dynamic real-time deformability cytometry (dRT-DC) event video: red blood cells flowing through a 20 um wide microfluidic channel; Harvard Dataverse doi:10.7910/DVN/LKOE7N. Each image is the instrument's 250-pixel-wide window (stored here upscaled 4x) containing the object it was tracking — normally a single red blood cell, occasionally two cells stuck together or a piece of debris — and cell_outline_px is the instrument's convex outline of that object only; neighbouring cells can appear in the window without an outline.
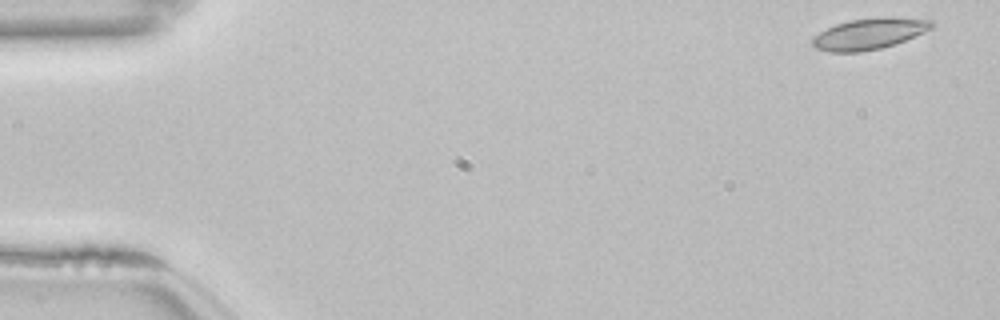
{"species": "common noctule bat (a hibernating species)", "species_latin": "Nyctalus noctula", "temperature_condition": "room temperature", "stored_images_in_passage": 52, "camera_frame_rate_fps": 3000, "um_per_image_px": 0.085, "animal": {"sex": "female", "body_mass_g": 22.7, "forearm_length_mm": 54.2}, "frame": {"image": 1, "passage_image": 1, "time_ms": 0.0, "image_size_px": [1000, 320], "cell_outline_px": [[936, 24], [932, 28], [924, 32], [896, 44], [880, 48], [860, 52], [828, 52], [816, 48], [812, 44], [812, 40], [820, 32], [836, 24], [848, 20], [876, 16], [892, 16], [932, 20]], "centroid_in_image_um": [73.93, 2.85], "position_along_channel_um": 11.1, "area_um2": 21.85}}
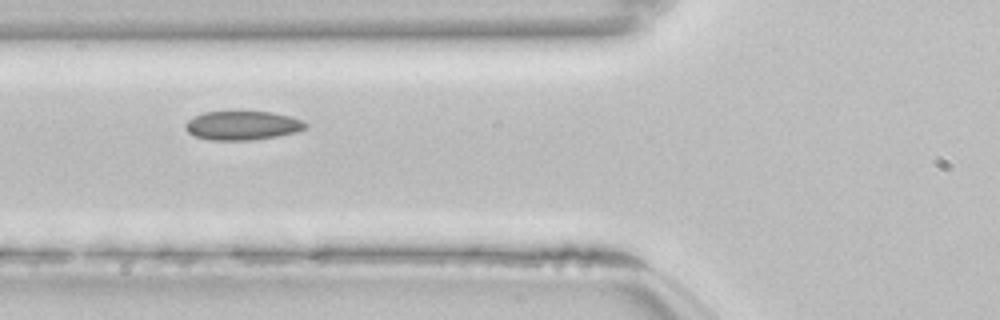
{"frame": {"image": 2, "passage_image": 19, "time_ms": 6.0, "image_size_px": [1000, 320], "cell_outline_px": [[308, 128], [296, 132], [276, 136], [252, 140], [208, 140], [196, 136], [188, 132], [184, 128], [184, 124], [188, 120], [204, 112], [272, 112], [288, 116], [300, 120], [308, 124]], "centroid_in_image_um": [20.6, 10.67], "position_along_channel_um": 105.2, "area_um2": 20.11}}
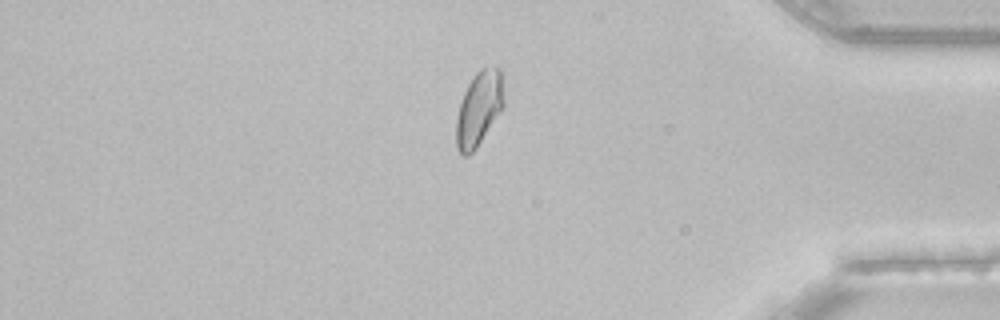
{"frame": {"image": 3, "passage_image": 44, "time_ms": 14.333, "image_size_px": [1000, 320], "cell_outline_px": [[504, 104], [500, 112], [476, 148], [468, 156], [460, 156], [456, 148], [456, 116], [464, 92], [472, 76], [480, 68], [496, 64], [500, 68], [504, 100]], "centroid_in_image_um": [40.69, 9.21], "position_along_channel_um": 394.5, "area_um2": 20.87}, "authors_computed_cell_mechanics": {"area_um2": 20.6346, "velocity_mm_per_s": 3.827, "shape_relaxation_time_tau1_ms": null, "shape_relaxation_time_tau2_ms": 1.9871, "deformation_change_tau1": null, "deformation_change_tau2": 0.0487}}